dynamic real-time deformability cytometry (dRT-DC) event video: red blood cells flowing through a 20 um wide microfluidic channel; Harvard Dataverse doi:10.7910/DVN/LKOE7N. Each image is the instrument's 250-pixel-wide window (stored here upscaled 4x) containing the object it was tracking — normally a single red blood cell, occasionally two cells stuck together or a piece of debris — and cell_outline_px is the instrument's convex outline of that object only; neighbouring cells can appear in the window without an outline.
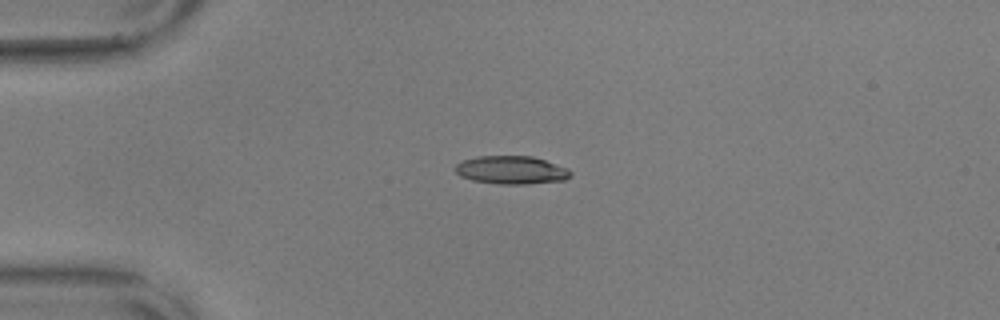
{"species": "common noctule bat (a hibernating species)", "species_latin": "Nyctalus noctula", "temperature_condition": "warm", "stored_images_in_passage": 43, "camera_frame_rate_fps": 3000, "um_per_image_px": 0.085, "animal": {"sex": "male", "body_mass_g": 17.9, "forearm_length_mm": 54.2}, "frame": {"image": 1, "passage_image": 1, "time_ms": 0.0, "image_size_px": [1000, 320], "cell_outline_px": [[572, 172], [564, 180], [528, 184], [496, 184], [472, 180], [460, 176], [456, 172], [456, 164], [464, 160], [480, 156], [532, 156], [568, 168]], "centroid_in_image_um": [43.46, 14.46], "position_along_channel_um": 41.5, "area_um2": 18.79}}
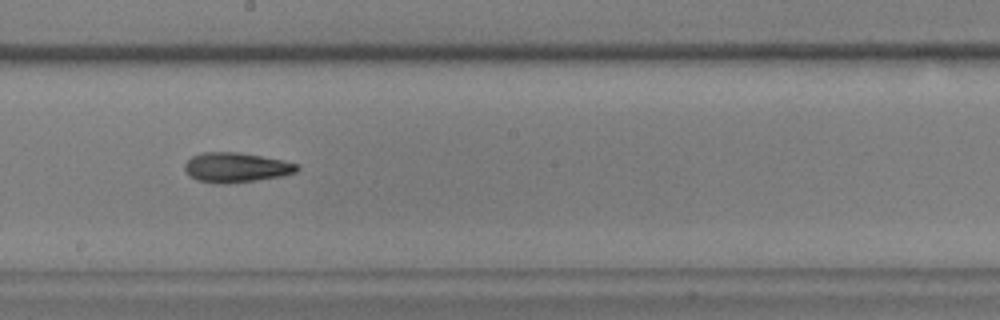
{"frame": {"image": 2, "passage_image": 19, "time_ms": 6.0, "image_size_px": [1000, 320], "cell_outline_px": [[300, 168], [296, 172], [284, 176], [228, 184], [212, 184], [196, 180], [188, 176], [184, 168], [184, 164], [192, 156], [204, 152], [240, 152], [284, 160], [300, 164]], "centroid_in_image_um": [20.08, 14.24], "position_along_channel_um": 228.1, "area_um2": 19.94}}
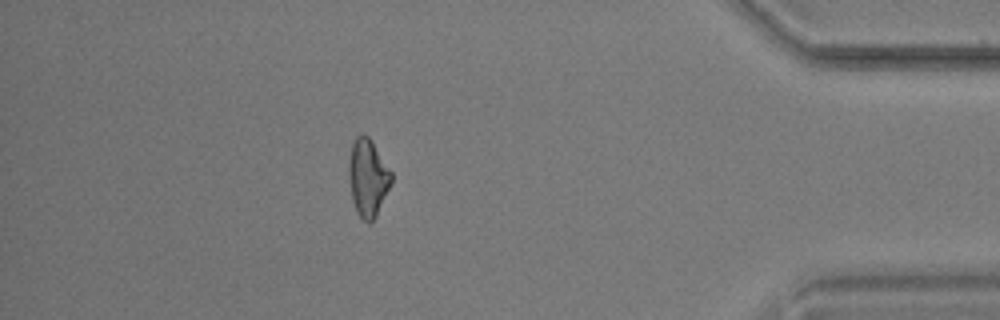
{"frame": {"image": 3, "passage_image": 37, "time_ms": 12.0, "image_size_px": [1000, 320], "cell_outline_px": [[392, 180], [376, 216], [368, 224], [356, 212], [352, 200], [348, 176], [348, 164], [352, 144], [356, 136], [360, 132], [364, 132], [372, 140], [392, 172]], "centroid_in_image_um": [31.25, 15.06], "position_along_channel_um": 404.0, "area_um2": 19.31}, "authors_computed_cell_mechanics": {"area_um2": 19.0162, "velocity_mm_per_s": 3.5866, "shape_relaxation_time_tau1_ms": 5.8538, "shape_relaxation_time_tau2_ms": 3.4061, "deformation_change_tau1": 0.171, "deformation_change_tau2": 0.129}}